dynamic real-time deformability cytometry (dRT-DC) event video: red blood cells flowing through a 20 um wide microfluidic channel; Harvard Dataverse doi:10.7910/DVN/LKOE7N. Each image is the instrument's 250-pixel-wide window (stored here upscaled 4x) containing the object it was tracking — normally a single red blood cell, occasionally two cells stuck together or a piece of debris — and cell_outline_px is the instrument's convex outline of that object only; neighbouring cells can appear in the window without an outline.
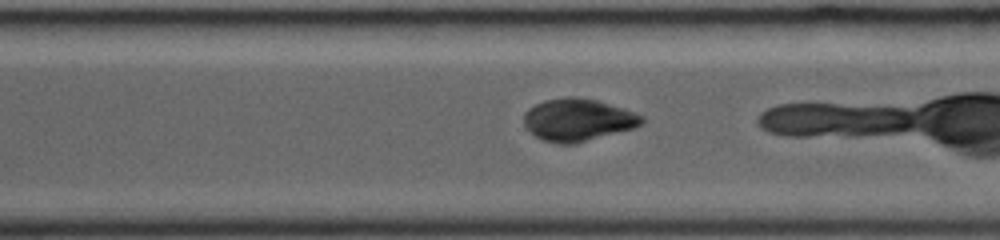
{"species": "common noctule bat (a hibernating species)", "species_latin": "Nyctalus noctula", "temperature_condition": "room temperature", "stored_images_in_passage": 20, "camera_frame_rate_fps": 3000, "um_per_image_px": 0.085, "animal": {"sex": "female", "body_mass_g": 19.0, "forearm_length_mm": 53.3}, "frame": {"image": 1, "passage_image": 15, "time_ms": 4.667, "image_size_px": [1000, 240], "cell_outline_px": [[644, 120], [640, 124], [632, 128], [576, 144], [560, 144], [544, 140], [536, 136], [524, 124], [524, 112], [528, 108], [544, 100], [568, 96], [572, 96], [596, 100], [624, 108], [636, 112], [644, 116]], "centroid_in_image_um": [49.12, 10.18], "position_along_channel_um": 321.5, "area_um2": 29.02}}